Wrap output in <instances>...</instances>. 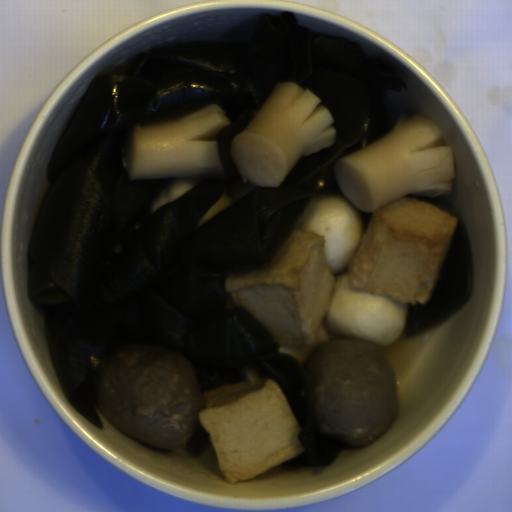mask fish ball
<instances>
[{"label":"fish ball","instance_id":"obj_3","mask_svg":"<svg viewBox=\"0 0 512 512\" xmlns=\"http://www.w3.org/2000/svg\"><path fill=\"white\" fill-rule=\"evenodd\" d=\"M206 178L201 177H171L163 188L152 198L150 202L151 213L168 202L177 200L186 191L202 182Z\"/></svg>","mask_w":512,"mask_h":512},{"label":"fish ball","instance_id":"obj_4","mask_svg":"<svg viewBox=\"0 0 512 512\" xmlns=\"http://www.w3.org/2000/svg\"><path fill=\"white\" fill-rule=\"evenodd\" d=\"M234 201V198L228 192L224 191L222 195L215 201V203L198 220L195 230L222 212L224 209L232 205Z\"/></svg>","mask_w":512,"mask_h":512},{"label":"fish ball","instance_id":"obj_1","mask_svg":"<svg viewBox=\"0 0 512 512\" xmlns=\"http://www.w3.org/2000/svg\"><path fill=\"white\" fill-rule=\"evenodd\" d=\"M457 224L403 196L373 212L364 231L347 196L316 195L267 266L225 277L226 309L244 308L304 366L335 338L389 345L409 303L431 297Z\"/></svg>","mask_w":512,"mask_h":512},{"label":"fish ball","instance_id":"obj_2","mask_svg":"<svg viewBox=\"0 0 512 512\" xmlns=\"http://www.w3.org/2000/svg\"><path fill=\"white\" fill-rule=\"evenodd\" d=\"M243 382L204 392L198 416L218 467L231 485L263 474L302 453V431L275 379L244 369Z\"/></svg>","mask_w":512,"mask_h":512}]
</instances>
